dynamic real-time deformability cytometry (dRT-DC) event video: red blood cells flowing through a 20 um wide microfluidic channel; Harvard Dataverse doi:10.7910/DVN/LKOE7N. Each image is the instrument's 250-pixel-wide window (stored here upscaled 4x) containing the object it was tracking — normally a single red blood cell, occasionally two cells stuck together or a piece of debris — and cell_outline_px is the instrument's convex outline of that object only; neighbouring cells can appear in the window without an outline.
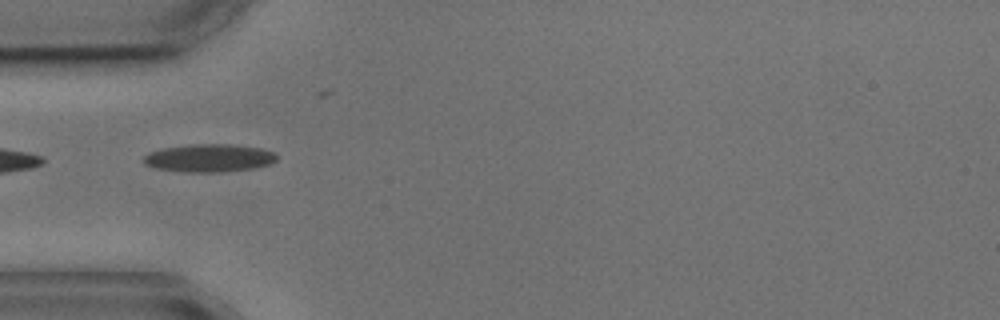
{"species": "common noctule bat (a hibernating species)", "species_latin": "Nyctalus noctula", "temperature_condition": "cold", "stored_images_in_passage": 2, "camera_frame_rate_fps": 3000, "um_per_image_px": 0.085, "animal": {"sex": "male", "body_mass_g": 17.9, "forearm_length_mm": 54.2}, "frame": {"image": 1, "passage_image": 1, "time_ms": 0.0, "image_size_px": [1000, 320], "cell_outline_px": [[276, 160], [272, 164], [256, 168], [220, 172], [184, 172], [152, 168], [144, 164], [144, 156], [152, 152], [164, 148], [192, 144], [232, 144], [260, 148], [276, 152]], "centroid_in_image_um": [17.81, 13.44], "position_along_channel_um": 67.2, "area_um2": 21.79}}